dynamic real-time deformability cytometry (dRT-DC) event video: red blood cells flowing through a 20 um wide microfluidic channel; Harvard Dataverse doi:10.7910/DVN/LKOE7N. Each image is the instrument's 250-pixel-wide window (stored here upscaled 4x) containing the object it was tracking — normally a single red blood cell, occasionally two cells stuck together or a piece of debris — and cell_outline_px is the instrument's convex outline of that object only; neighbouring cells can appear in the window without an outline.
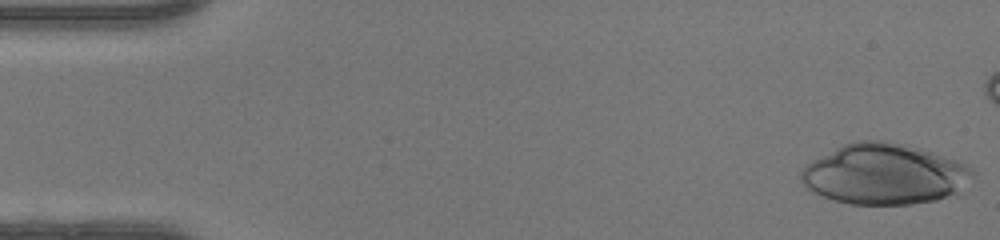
{"species": "human", "species_latin": "Homo sapiens", "temperature_condition": "warm", "stored_images_in_passage": 42, "camera_frame_rate_fps": 3000, "um_per_image_px": 0.085, "donor": {"sex": "female"}, "frame": {"image": 1, "passage_image": 1, "time_ms": 0.0, "image_size_px": [1000, 240], "cell_outline_px": [[976, 176], [956, 192], [936, 200], [912, 204], [852, 204], [832, 200], [812, 192], [800, 180], [800, 172], [804, 164], [844, 144], [856, 140], [884, 140], [908, 144], [956, 160], [972, 168], [976, 172]], "centroid_in_image_um": [75.16, 14.79], "position_along_channel_um": 9.8, "area_um2": 60.81}}